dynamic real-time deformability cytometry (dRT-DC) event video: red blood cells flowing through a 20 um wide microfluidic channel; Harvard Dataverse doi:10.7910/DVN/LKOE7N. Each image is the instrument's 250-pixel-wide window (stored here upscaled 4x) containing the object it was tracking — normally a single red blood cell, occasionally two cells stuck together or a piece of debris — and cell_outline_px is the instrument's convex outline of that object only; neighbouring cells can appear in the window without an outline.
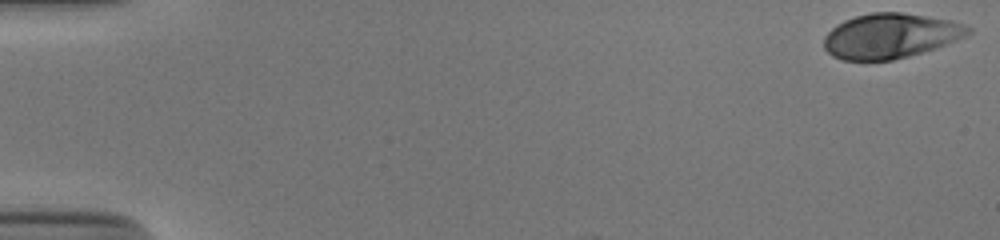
{"species": "human", "species_latin": "Homo sapiens", "temperature_condition": "cold", "stored_images_in_passage": 45, "camera_frame_rate_fps": 3000, "um_per_image_px": 0.085, "donor": {"sex": "male"}, "frame": {"image": 1, "passage_image": 1, "time_ms": 0.0, "image_size_px": [1000, 240], "cell_outline_px": [[972, 32], [956, 40], [908, 56], [892, 60], [844, 60], [832, 56], [824, 48], [824, 36], [836, 24], [844, 20], [856, 16], [872, 12], [900, 12], [952, 20], [964, 24], [972, 28]], "centroid_in_image_um": [75.66, 3.04], "position_along_channel_um": 9.3, "area_um2": 37.45}}
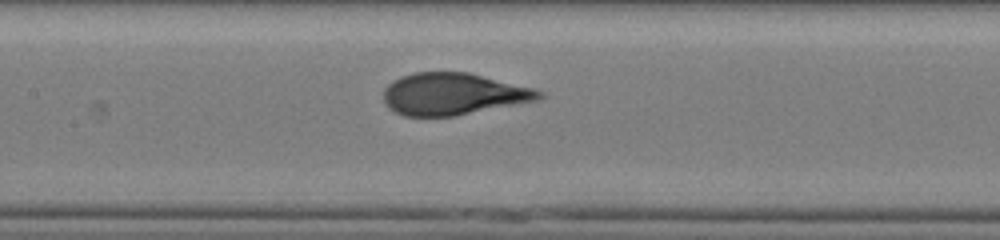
{"frame": {"image": 2, "passage_image": 26, "time_ms": 8.333, "image_size_px": [1000, 240], "cell_outline_px": [[544, 96], [540, 100], [456, 116], [404, 116], [388, 108], [384, 104], [384, 88], [392, 80], [400, 76], [416, 72], [468, 72], [536, 88], [544, 92]], "centroid_in_image_um": [38.55, 7.99], "position_along_channel_um": 168.8, "area_um2": 38.49}}
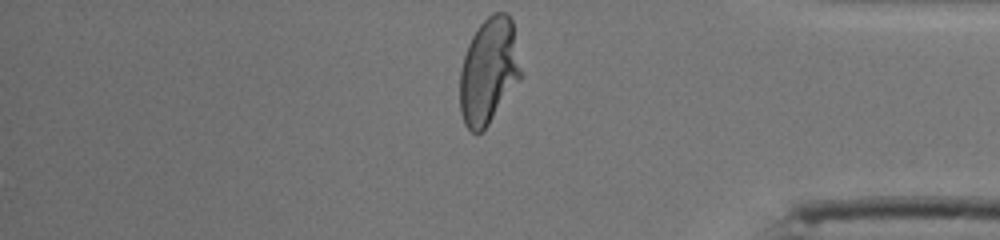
{"frame": {"image": 3, "passage_image": 45, "time_ms": 14.667, "image_size_px": [1000, 240], "cell_outline_px": [[524, 76], [488, 124], [480, 132], [472, 132], [464, 124], [460, 112], [460, 68], [468, 44], [472, 36], [480, 24], [492, 12], [508, 12], [512, 20]], "centroid_in_image_um": [41.57, 6.01], "position_along_channel_um": 393.6, "area_um2": 38.15}, "authors_computed_cell_mechanics": {"area_um2": 37.9746, "velocity_mm_per_s": 3.8697, "shape_relaxation_time_tau1_ms": 4.6699, "shape_relaxation_time_tau2_ms": null, "deformation_change_tau1": 0.2099, "deformation_change_tau2": null}}